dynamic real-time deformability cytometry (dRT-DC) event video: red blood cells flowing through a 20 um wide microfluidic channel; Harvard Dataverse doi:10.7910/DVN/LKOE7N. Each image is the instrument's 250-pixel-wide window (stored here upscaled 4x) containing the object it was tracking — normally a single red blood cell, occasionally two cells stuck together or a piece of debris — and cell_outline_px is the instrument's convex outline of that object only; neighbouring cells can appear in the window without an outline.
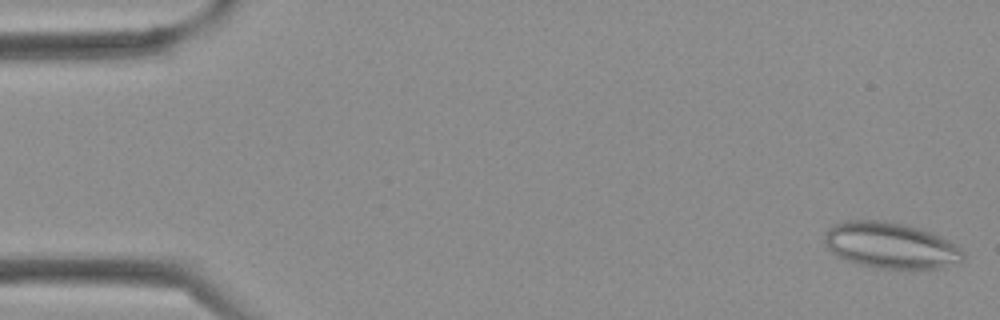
{"species": "Egyptian fruit bat (a non-hibernating species)", "species_latin": "Rousettus aegyptiacus", "temperature_condition": "cold", "stored_images_in_passage": 39, "camera_frame_rate_fps": 3000, "um_per_image_px": 0.085, "frame": {"image": 1, "passage_image": 1, "time_ms": 0.0, "image_size_px": [1000, 320], "cell_outline_px": [[964, 260], [960, 264], [940, 268], [880, 268], [860, 264], [836, 256], [824, 244], [824, 232], [832, 224], [848, 220], [880, 220], [904, 224], [920, 228], [932, 232], [956, 244], [964, 252]], "centroid_in_image_um": [75.72, 20.85], "position_along_channel_um": 9.3, "area_um2": 37.51}}
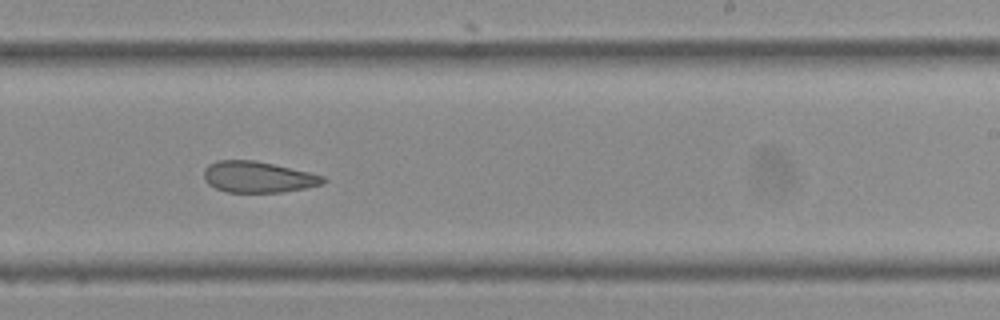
{"frame": {"image": 2, "passage_image": 24, "time_ms": 7.667, "image_size_px": [1000, 320], "cell_outline_px": [[328, 180], [324, 184], [304, 188], [280, 192], [228, 192], [216, 188], [208, 184], [204, 180], [204, 168], [208, 164], [216, 160], [252, 160], [272, 164], [308, 172], [324, 176]], "centroid_in_image_um": [21.91, 15.04], "position_along_channel_um": 267.1, "area_um2": 21.56}}
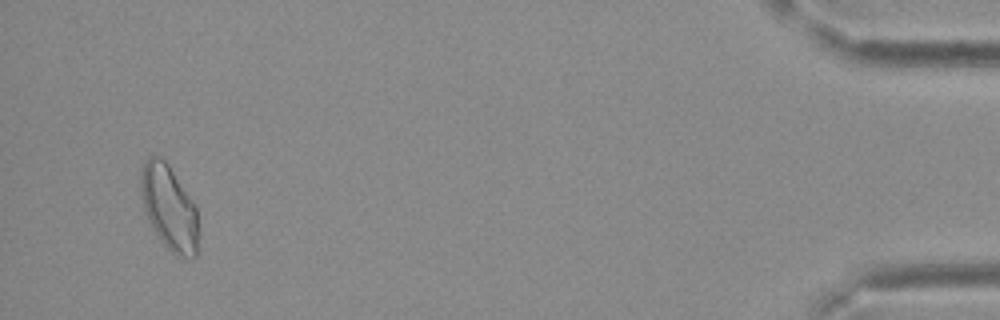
{"frame": {"image": 3, "passage_image": 38, "time_ms": 12.333, "image_size_px": [1000, 320], "cell_outline_px": [[200, 232], [196, 256], [180, 256], [172, 252], [164, 244], [152, 228], [144, 212], [140, 192], [140, 168], [144, 160], [148, 156], [160, 156], [168, 164], [196, 208]], "centroid_in_image_um": [14.35, 17.63], "position_along_channel_um": 420.8, "area_um2": 28.61}}